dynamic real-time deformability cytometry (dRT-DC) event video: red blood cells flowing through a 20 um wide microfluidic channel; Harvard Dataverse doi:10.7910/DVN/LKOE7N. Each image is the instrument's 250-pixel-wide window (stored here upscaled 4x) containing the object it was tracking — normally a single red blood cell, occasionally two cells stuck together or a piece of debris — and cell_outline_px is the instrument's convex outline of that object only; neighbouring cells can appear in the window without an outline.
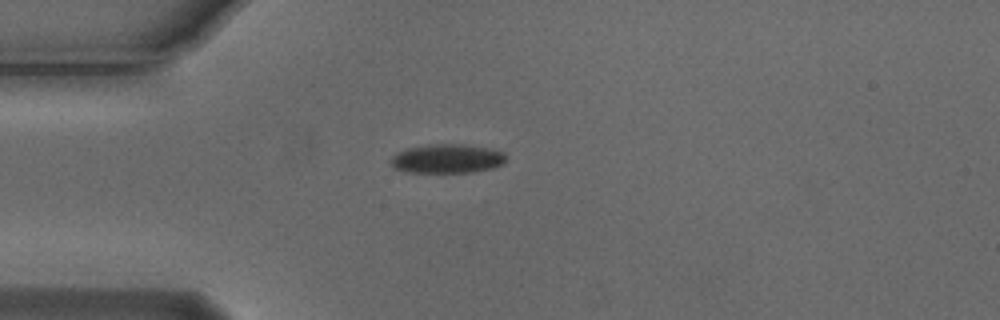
{"species": "Egyptian fruit bat (a non-hibernating species)", "species_latin": "Rousettus aegyptiacus", "temperature_condition": "cold", "stored_images_in_passage": 41, "camera_frame_rate_fps": 3000, "um_per_image_px": 0.085, "animal": {"sex": "male"}, "frame": {"image": 1, "passage_image": 1, "time_ms": 0.0, "image_size_px": [1000, 320], "cell_outline_px": [[504, 164], [492, 168], [472, 172], [408, 172], [392, 168], [388, 164], [388, 160], [396, 152], [404, 148], [428, 144], [464, 144], [488, 148], [504, 152]], "centroid_in_image_um": [37.91, 13.48], "position_along_channel_um": 47.1, "area_um2": 19.83}}
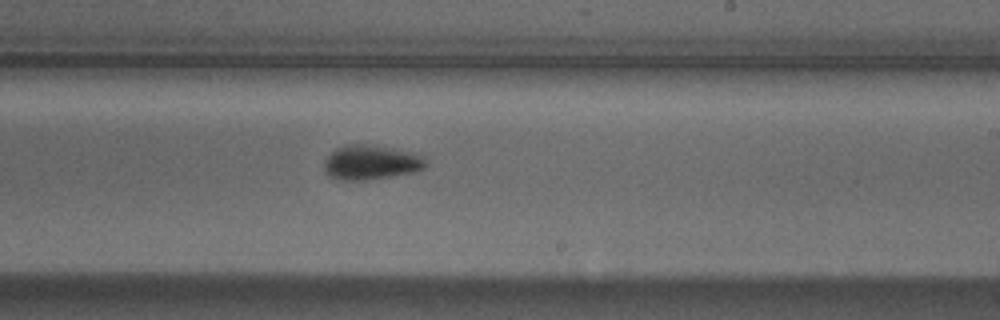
{"frame": {"image": 2, "passage_image": 19, "time_ms": 6.0, "image_size_px": [1000, 320], "cell_outline_px": [[428, 164], [424, 168], [416, 172], [364, 180], [340, 180], [328, 176], [324, 172], [324, 160], [336, 148], [352, 144], [364, 144], [424, 156]], "centroid_in_image_um": [31.49, 13.83], "position_along_channel_um": 257.5, "area_um2": 20.06}}
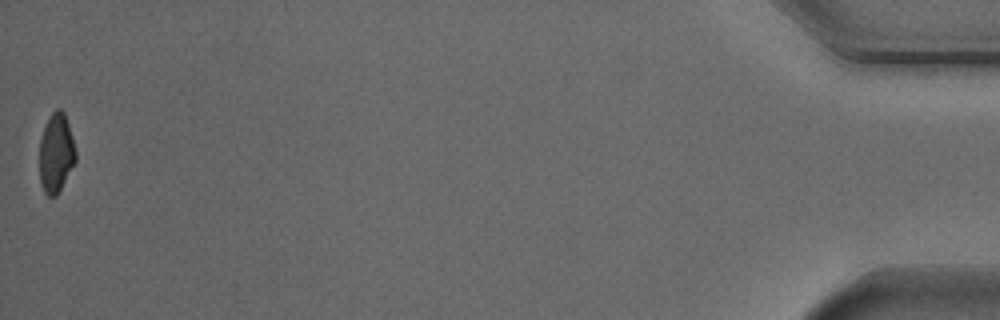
{"frame": {"image": 3, "passage_image": 41, "time_ms": 13.333, "image_size_px": [1000, 320], "cell_outline_px": [[76, 160], [56, 196], [48, 196], [44, 192], [40, 184], [40, 140], [44, 128], [52, 112], [56, 108], [60, 108], [64, 112], [68, 124], [76, 152]], "centroid_in_image_um": [4.76, 13.02], "position_along_channel_um": 430.4, "area_um2": 16.42}, "authors_computed_cell_mechanics": {"area_um2": 19.4208, "velocity_mm_per_s": 3.7555, "shape_relaxation_time_tau1_ms": 2.4127, "shape_relaxation_time_tau2_ms": null, "deformation_change_tau1": 0.0993, "deformation_change_tau2": null}}